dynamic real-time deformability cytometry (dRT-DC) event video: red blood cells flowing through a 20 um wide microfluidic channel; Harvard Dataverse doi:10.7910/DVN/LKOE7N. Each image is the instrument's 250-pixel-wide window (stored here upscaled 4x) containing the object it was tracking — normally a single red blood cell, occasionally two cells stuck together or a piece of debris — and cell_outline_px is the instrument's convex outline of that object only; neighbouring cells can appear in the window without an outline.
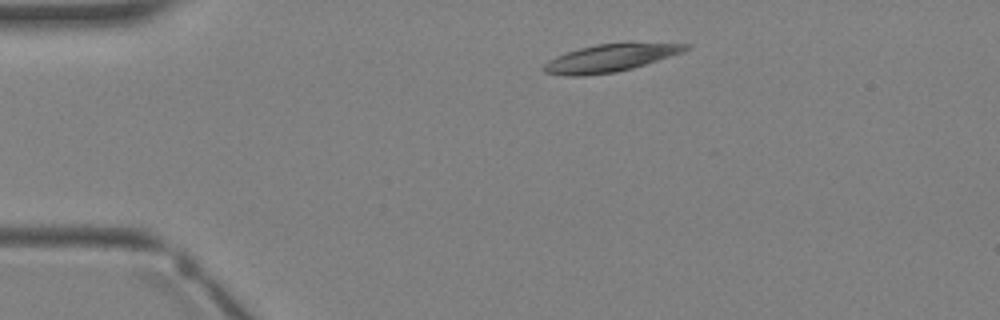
{"species": "Egyptian fruit bat (a non-hibernating species)", "species_latin": "Rousettus aegyptiacus", "temperature_condition": "warm", "stored_images_in_passage": 2, "camera_frame_rate_fps": 3000, "um_per_image_px": 0.085, "animal": {"sex": "female"}, "frame": {"image": 1, "passage_image": 1, "time_ms": 0.0, "image_size_px": [1000, 320], "cell_outline_px": [[692, 48], [684, 52], [632, 68], [616, 72], [584, 76], [564, 76], [544, 72], [544, 64], [548, 60], [556, 56], [580, 48], [596, 44], [628, 40], [692, 44]], "centroid_in_image_um": [51.99, 4.88], "position_along_channel_um": 33.0, "area_um2": 23.7}}
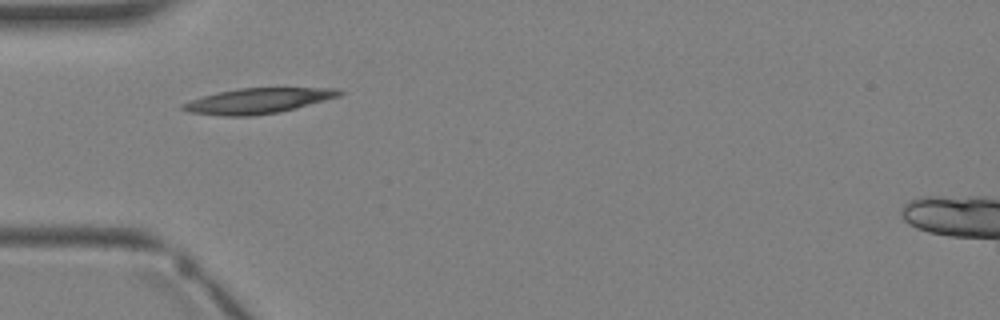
{"frame": {"image": 2, "passage_image": 2, "time_ms": 1.333, "image_size_px": [1000, 320], "cell_outline_px": [[344, 92], [340, 96], [296, 108], [280, 112], [252, 116], [224, 116], [188, 112], [180, 108], [180, 104], [204, 96], [220, 92], [240, 88], [340, 88]], "centroid_in_image_um": [21.95, 8.57], "position_along_channel_um": 63.1, "area_um2": 23.0}}